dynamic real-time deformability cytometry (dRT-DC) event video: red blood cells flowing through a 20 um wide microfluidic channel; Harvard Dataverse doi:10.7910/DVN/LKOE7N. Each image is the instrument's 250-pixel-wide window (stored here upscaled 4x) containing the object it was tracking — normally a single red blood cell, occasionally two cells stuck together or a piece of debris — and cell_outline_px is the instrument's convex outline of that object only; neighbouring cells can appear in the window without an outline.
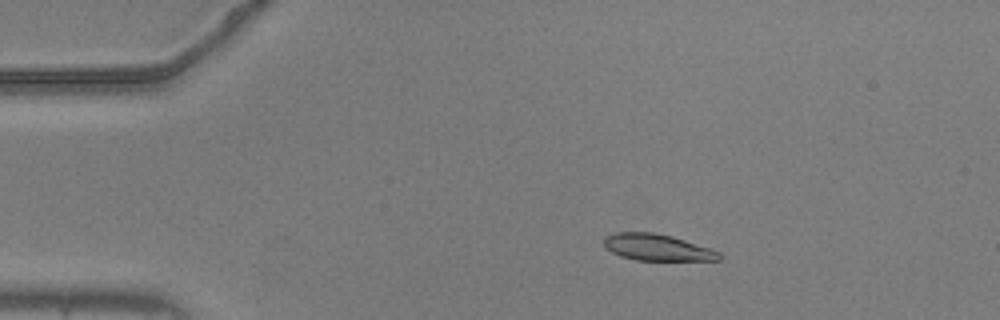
{"species": "common noctule bat (a hibernating species)", "species_latin": "Nyctalus noctula", "temperature_condition": "warm", "stored_images_in_passage": 55, "camera_frame_rate_fps": 3000, "um_per_image_px": 0.085, "animal": {"sex": "male", "body_mass_g": 20.5, "forearm_length_mm": 52.5}, "frame": {"image": 1, "passage_image": 10, "time_ms": 3.0, "image_size_px": [1000, 320], "cell_outline_px": [[724, 256], [720, 260], [636, 260], [620, 256], [604, 248], [604, 236], [616, 232], [652, 232], [672, 236], [720, 252]], "centroid_in_image_um": [55.83, 21.03], "position_along_channel_um": 29.2, "area_um2": 17.8}}
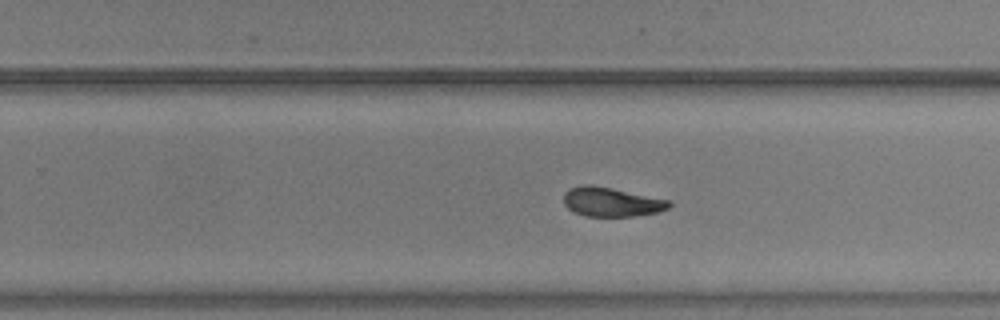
{"frame": {"image": 2, "passage_image": 35, "time_ms": 11.333, "image_size_px": [1000, 320], "cell_outline_px": [[672, 204], [668, 208], [656, 212], [636, 216], [584, 216], [572, 212], [564, 204], [564, 192], [568, 188], [584, 184], [592, 184], [612, 188], [668, 200]], "centroid_in_image_um": [51.9, 17.16], "position_along_channel_um": 277.9, "area_um2": 17.98}}
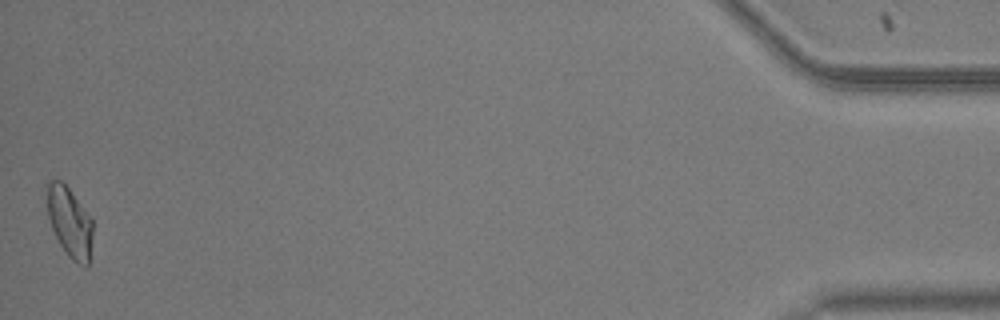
{"frame": {"image": 3, "passage_image": 55, "time_ms": 18.0, "image_size_px": [1000, 320], "cell_outline_px": [[92, 236], [88, 268], [84, 268], [72, 260], [68, 256], [60, 244], [52, 228], [48, 216], [44, 184], [48, 180], [60, 180], [68, 188], [92, 220]], "centroid_in_image_um": [5.88, 18.87], "position_along_channel_um": 429.3, "area_um2": 18.79}, "authors_computed_cell_mechanics": {"area_um2": 18.3804, "velocity_mm_per_s": 3.6741, "shape_relaxation_time_tau1_ms": 7.2155, "shape_relaxation_time_tau2_ms": 4.9493, "deformation_change_tau1": 0.1972, "deformation_change_tau2": 0.1003}}